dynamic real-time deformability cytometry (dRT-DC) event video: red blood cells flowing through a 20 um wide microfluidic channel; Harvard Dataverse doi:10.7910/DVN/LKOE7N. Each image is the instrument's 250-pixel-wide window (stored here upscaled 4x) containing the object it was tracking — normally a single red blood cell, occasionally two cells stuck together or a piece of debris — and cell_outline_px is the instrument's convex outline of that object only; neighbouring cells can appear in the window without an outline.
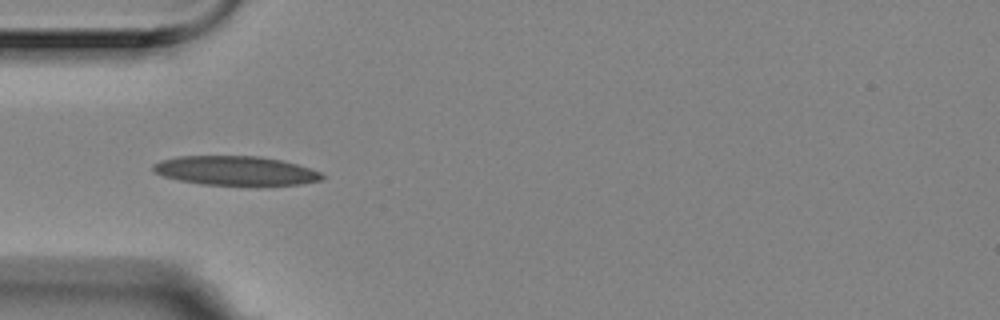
{"species": "Egyptian fruit bat (a non-hibernating species)", "species_latin": "Rousettus aegyptiacus", "temperature_condition": "room temperature", "stored_images_in_passage": 3, "camera_frame_rate_fps": 3000, "um_per_image_px": 0.085, "animal": {"sex": "female"}, "frame": {"image": 1, "passage_image": 3, "time_ms": 0.667, "image_size_px": [1000, 320], "cell_outline_px": [[324, 176], [320, 180], [300, 184], [200, 184], [180, 180], [164, 176], [152, 172], [152, 164], [160, 160], [176, 156], [256, 156], [280, 160], [296, 164], [320, 172]], "centroid_in_image_um": [19.93, 14.49], "position_along_channel_um": 65.1, "area_um2": 28.26}}